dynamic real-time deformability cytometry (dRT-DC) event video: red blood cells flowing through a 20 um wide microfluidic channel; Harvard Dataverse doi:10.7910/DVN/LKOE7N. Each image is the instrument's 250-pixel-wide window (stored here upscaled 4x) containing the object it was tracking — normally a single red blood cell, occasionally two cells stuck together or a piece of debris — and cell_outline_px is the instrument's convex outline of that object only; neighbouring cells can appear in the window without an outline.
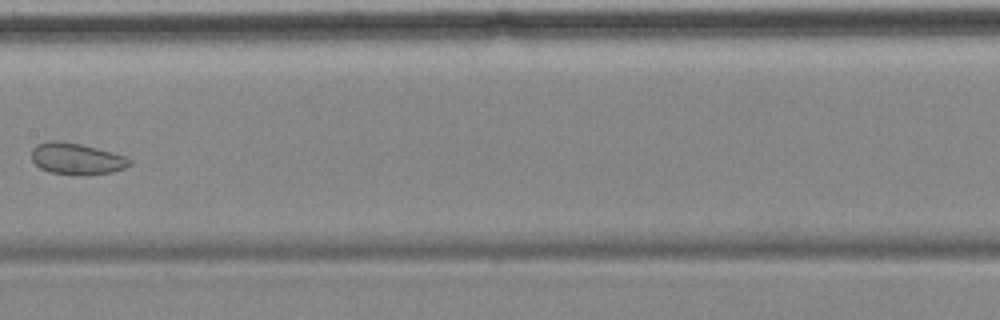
{"species": "common noctule bat (a hibernating species)", "species_latin": "Nyctalus noctula", "temperature_condition": "cold", "stored_images_in_passage": 9, "camera_frame_rate_fps": 3000, "um_per_image_px": 0.085, "animal": {"sex": "female", "body_mass_g": 18.4}, "frame": {"image": 1, "passage_image": 7, "time_ms": 8.667, "image_size_px": [1000, 320], "cell_outline_px": [[132, 164], [124, 168], [112, 172], [48, 172], [40, 168], [32, 160], [32, 148], [36, 144], [52, 140], [56, 140], [80, 144], [112, 152], [124, 156], [132, 160]], "centroid_in_image_um": [6.48, 13.44], "position_along_channel_um": 200.9, "area_um2": 17.17}}
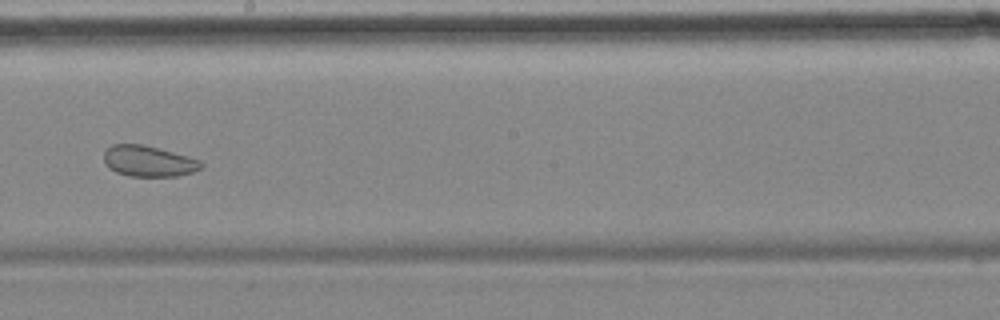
{"frame": {"image": 2, "passage_image": 8, "time_ms": 9.667, "image_size_px": [1000, 320], "cell_outline_px": [[204, 164], [200, 168], [192, 172], [176, 176], [128, 176], [116, 172], [108, 168], [104, 160], [104, 152], [112, 144], [140, 144], [188, 156], [200, 160]], "centroid_in_image_um": [12.6, 13.7], "position_along_channel_um": 235.6, "area_um2": 17.34}}
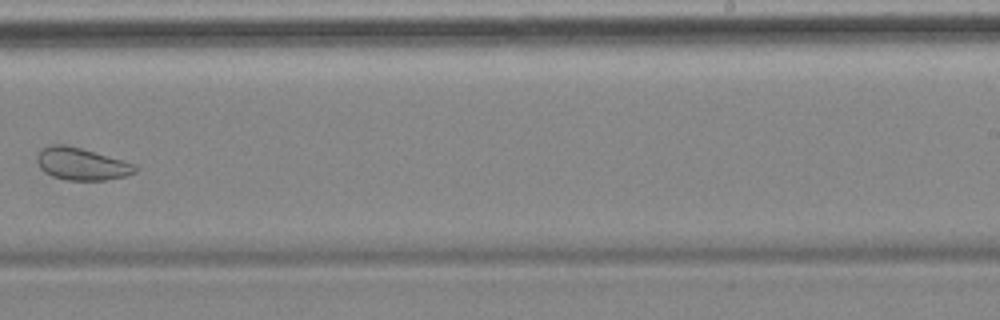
{"frame": {"image": 3, "passage_image": 9, "time_ms": 11.0, "image_size_px": [1000, 320], "cell_outline_px": [[136, 172], [124, 176], [104, 180], [68, 180], [52, 176], [44, 172], [40, 168], [36, 160], [36, 156], [44, 148], [52, 144], [64, 144], [80, 148], [136, 164]], "centroid_in_image_um": [6.91, 13.94], "position_along_channel_um": 282.1, "area_um2": 18.21}}